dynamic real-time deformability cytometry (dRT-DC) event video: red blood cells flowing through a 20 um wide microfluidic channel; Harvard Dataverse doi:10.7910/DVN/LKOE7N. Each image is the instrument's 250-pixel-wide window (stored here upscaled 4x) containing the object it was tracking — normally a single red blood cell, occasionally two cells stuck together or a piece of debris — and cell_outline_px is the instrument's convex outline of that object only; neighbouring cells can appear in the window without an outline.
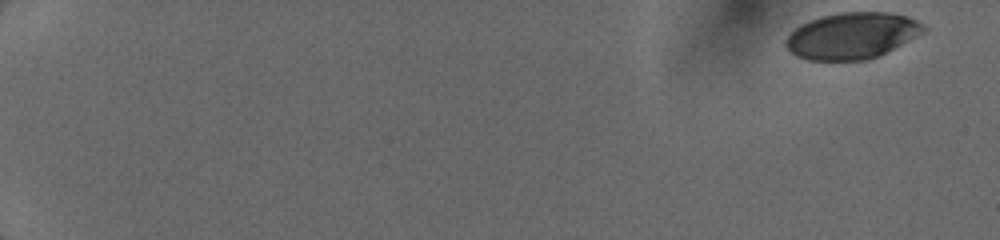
{"species": "human", "species_latin": "Homo sapiens", "temperature_condition": "cold", "stored_images_in_passage": 11, "camera_frame_rate_fps": 3000, "um_per_image_px": 0.085, "donor": {"sex": "female"}, "frame": {"image": 1, "passage_image": 1, "time_ms": 0.0, "image_size_px": [1000, 240], "cell_outline_px": [[924, 32], [868, 60], [808, 60], [796, 56], [788, 48], [788, 36], [800, 24], [820, 16], [840, 12], [888, 12], [904, 16], [916, 20], [924, 28]], "centroid_in_image_um": [72.38, 3.02], "position_along_channel_um": 12.6, "area_um2": 36.41}}
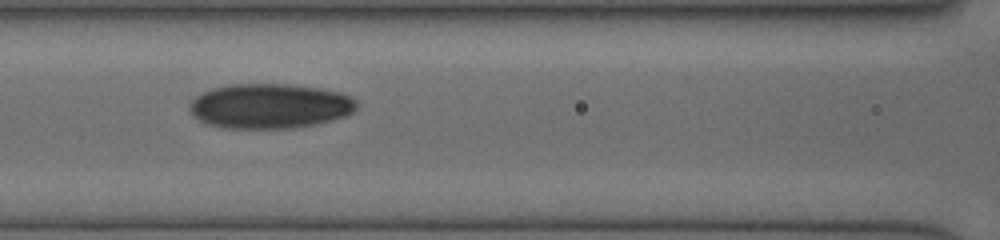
{"frame": {"image": 2, "passage_image": 10, "time_ms": 8.0, "image_size_px": [1000, 240], "cell_outline_px": [[356, 108], [348, 116], [316, 124], [292, 128], [224, 128], [208, 124], [192, 116], [188, 108], [188, 104], [196, 96], [212, 88], [228, 84], [288, 84], [320, 88], [340, 92], [356, 100]], "centroid_in_image_um": [22.91, 9.01], "position_along_channel_um": 143.7, "area_um2": 43.87}}
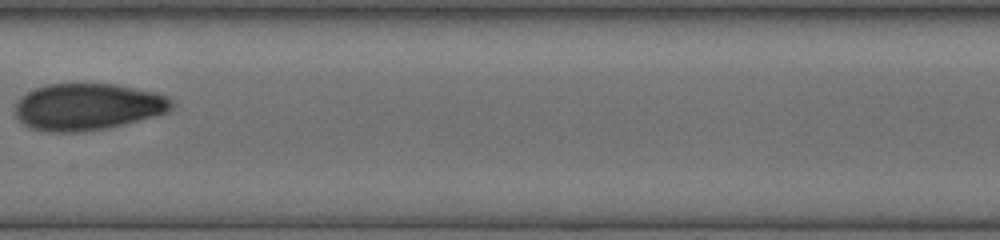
{"frame": {"image": 3, "passage_image": 11, "time_ms": 9.333, "image_size_px": [1000, 240], "cell_outline_px": [[176, 104], [168, 112], [156, 116], [108, 128], [84, 132], [48, 132], [32, 128], [24, 124], [16, 116], [16, 104], [20, 96], [36, 88], [48, 84], [116, 84], [156, 92], [168, 96]], "centroid_in_image_um": [7.5, 9.08], "position_along_channel_um": 199.9, "area_um2": 42.95}}